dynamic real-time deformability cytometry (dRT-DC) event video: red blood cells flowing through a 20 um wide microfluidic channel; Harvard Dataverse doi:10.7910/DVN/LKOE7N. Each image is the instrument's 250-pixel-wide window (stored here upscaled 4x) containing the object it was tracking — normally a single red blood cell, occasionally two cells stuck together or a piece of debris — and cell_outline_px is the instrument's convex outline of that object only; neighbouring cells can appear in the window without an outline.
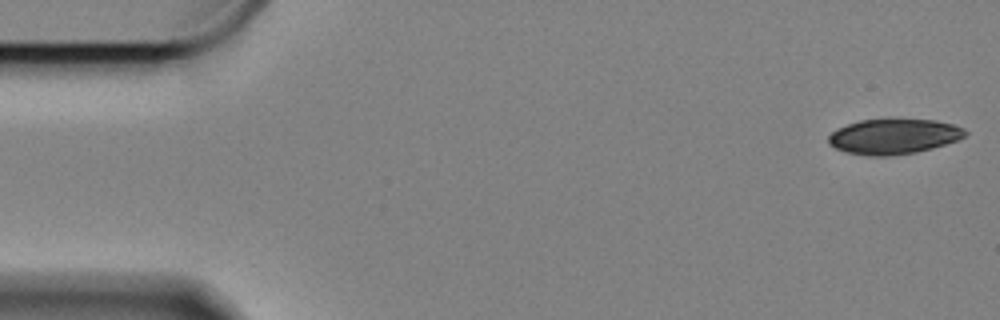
{"species": "Egyptian fruit bat (a non-hibernating species)", "species_latin": "Rousettus aegyptiacus", "temperature_condition": "cold", "stored_images_in_passage": 59, "camera_frame_rate_fps": 3000, "um_per_image_px": 0.085, "animal": {"sex": "female"}, "frame": {"image": 1, "passage_image": 1, "time_ms": 0.0, "image_size_px": [1000, 320], "cell_outline_px": [[968, 132], [964, 136], [956, 140], [932, 148], [916, 152], [888, 156], [868, 156], [844, 152], [828, 144], [828, 136], [836, 128], [860, 120], [888, 116], [892, 116], [936, 120], [952, 124], [964, 128]], "centroid_in_image_um": [75.93, 11.55], "position_along_channel_um": 9.1, "area_um2": 29.02}}
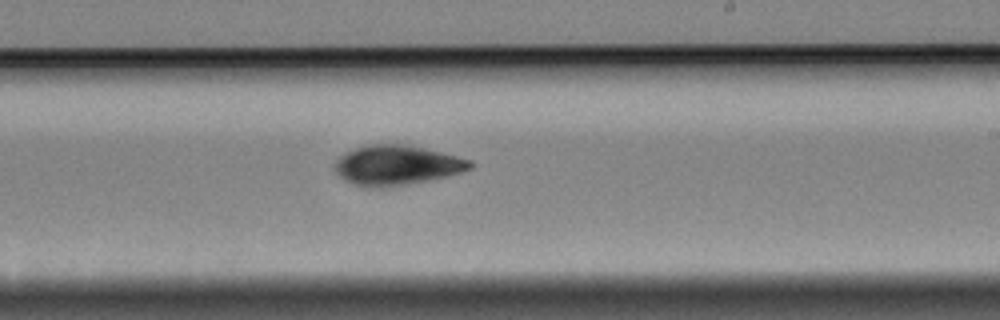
{"frame": {"image": 2, "passage_image": 34, "time_ms": 11.0, "image_size_px": [1000, 320], "cell_outline_px": [[476, 164], [472, 168], [460, 172], [444, 176], [424, 180], [396, 184], [352, 184], [340, 176], [336, 172], [336, 160], [340, 156], [364, 144], [404, 144], [424, 148], [472, 160]], "centroid_in_image_um": [33.76, 13.97], "position_along_channel_um": 255.2, "area_um2": 29.94}}
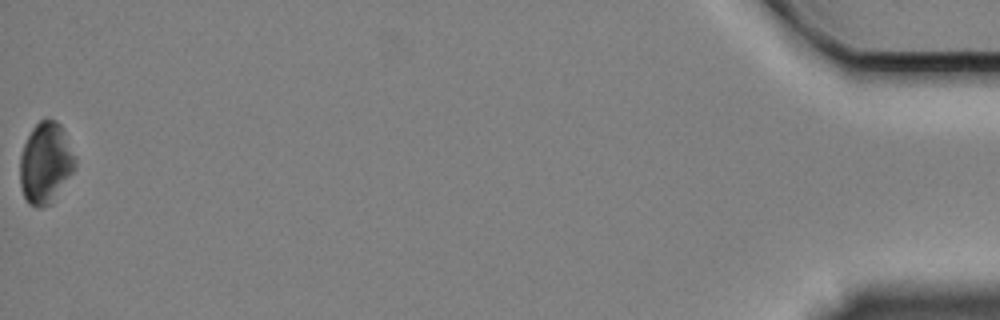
{"frame": {"image": 3, "passage_image": 59, "time_ms": 19.333, "image_size_px": [1000, 320], "cell_outline_px": [[76, 168], [52, 204], [40, 208], [28, 204], [24, 196], [20, 184], [20, 156], [24, 144], [32, 128], [44, 116], [56, 120], [64, 128], [76, 156]], "centroid_in_image_um": [3.91, 13.84], "position_along_channel_um": 431.3, "area_um2": 26.76}, "authors_computed_cell_mechanics": {"area_um2": 29.3624, "velocity_mm_per_s": 3.3014, "shape_relaxation_time_tau1_ms": 4.148, "shape_relaxation_time_tau2_ms": 5.7966, "deformation_change_tau1": 0.1115, "deformation_change_tau2": 0.0871}}